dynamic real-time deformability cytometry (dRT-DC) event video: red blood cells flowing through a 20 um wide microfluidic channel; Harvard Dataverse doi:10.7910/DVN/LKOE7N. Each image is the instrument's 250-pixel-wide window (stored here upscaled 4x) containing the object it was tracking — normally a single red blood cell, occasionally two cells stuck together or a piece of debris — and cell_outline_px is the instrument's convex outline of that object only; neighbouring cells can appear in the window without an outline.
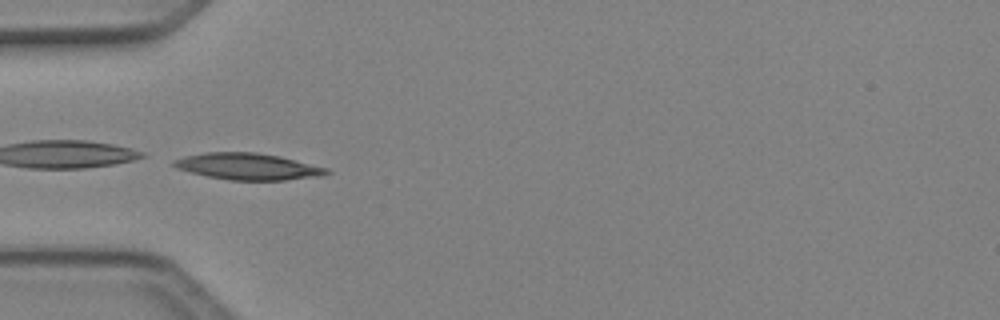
{"species": "Egyptian fruit bat (a non-hibernating species)", "species_latin": "Rousettus aegyptiacus", "temperature_condition": "cold", "stored_images_in_passage": 4, "camera_frame_rate_fps": 3000, "um_per_image_px": 0.085, "animal": {"sex": "female"}, "frame": {"image": 1, "passage_image": 1, "time_ms": 0.0, "image_size_px": [1000, 320], "cell_outline_px": [[332, 172], [320, 176], [284, 180], [228, 180], [208, 176], [176, 168], [172, 164], [172, 160], [184, 156], [204, 152], [256, 152], [280, 156], [328, 168]], "centroid_in_image_um": [21.07, 14.14], "position_along_channel_um": 63.9, "area_um2": 23.64}}
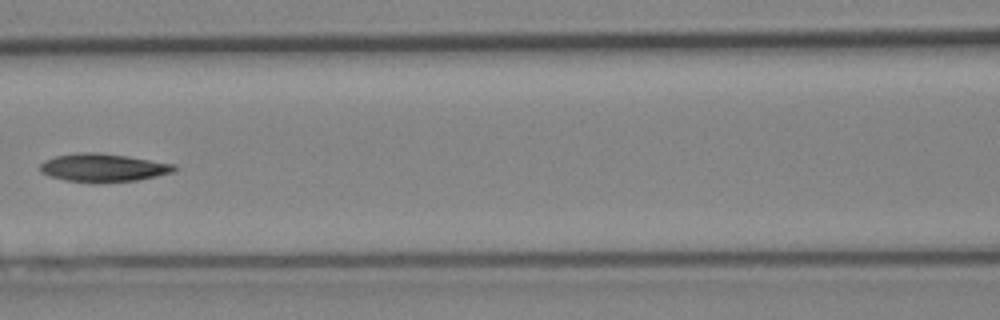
{"frame": {"image": 2, "passage_image": 3, "time_ms": 0.667, "image_size_px": [1000, 320], "cell_outline_px": [[176, 168], [172, 172], [156, 176], [136, 180], [96, 184], [92, 184], [64, 180], [48, 176], [40, 172], [40, 164], [44, 160], [56, 156], [80, 152], [96, 152], [128, 156], [176, 164]], "centroid_in_image_um": [8.73, 14.27], "position_along_channel_um": 157.9, "area_um2": 22.37}}
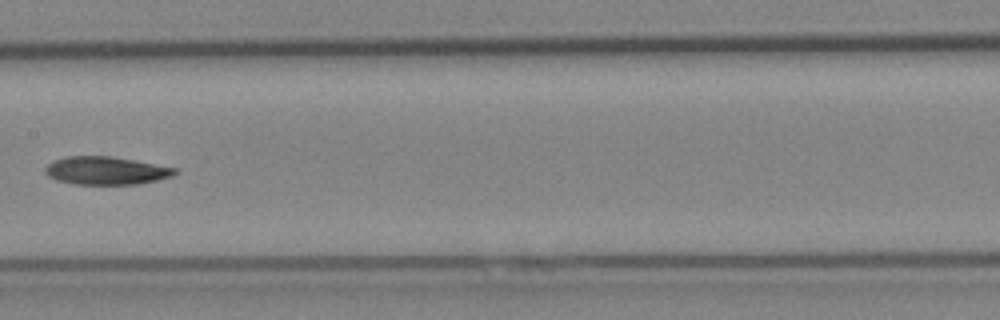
{"frame": {"image": 3, "passage_image": 4, "time_ms": 1.0, "image_size_px": [1000, 320], "cell_outline_px": [[180, 172], [172, 176], [156, 180], [136, 184], [76, 184], [56, 180], [48, 176], [44, 172], [44, 168], [52, 160], [64, 156], [112, 156], [176, 168]], "centroid_in_image_um": [8.98, 14.49], "position_along_channel_um": 198.4, "area_um2": 21.21}}